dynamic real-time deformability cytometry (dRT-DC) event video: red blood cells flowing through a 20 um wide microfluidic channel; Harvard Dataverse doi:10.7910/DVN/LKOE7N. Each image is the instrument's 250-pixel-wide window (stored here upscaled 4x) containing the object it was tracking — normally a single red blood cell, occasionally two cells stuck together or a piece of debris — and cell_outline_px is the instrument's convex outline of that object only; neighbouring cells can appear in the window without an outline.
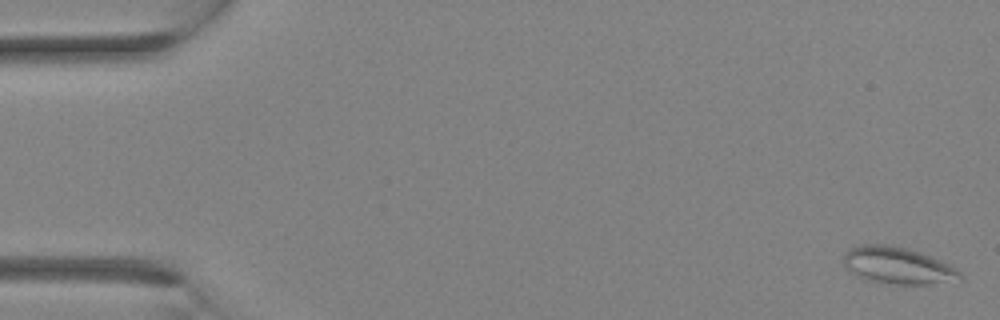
{"species": "Egyptian fruit bat (a non-hibernating species)", "species_latin": "Rousettus aegyptiacus", "temperature_condition": "room temperature", "stored_images_in_passage": 32, "camera_frame_rate_fps": 3000, "um_per_image_px": 0.085, "animal": {"sex": "female"}, "frame": {"image": 1, "passage_image": 1, "time_ms": 0.0, "image_size_px": [1000, 320], "cell_outline_px": [[964, 280], [932, 284], [896, 284], [864, 280], [856, 276], [844, 264], [844, 252], [848, 248], [860, 244], [888, 244], [904, 248], [940, 260], [956, 268], [964, 276]], "centroid_in_image_um": [76.31, 22.58], "position_along_channel_um": 8.7, "area_um2": 25.09}}
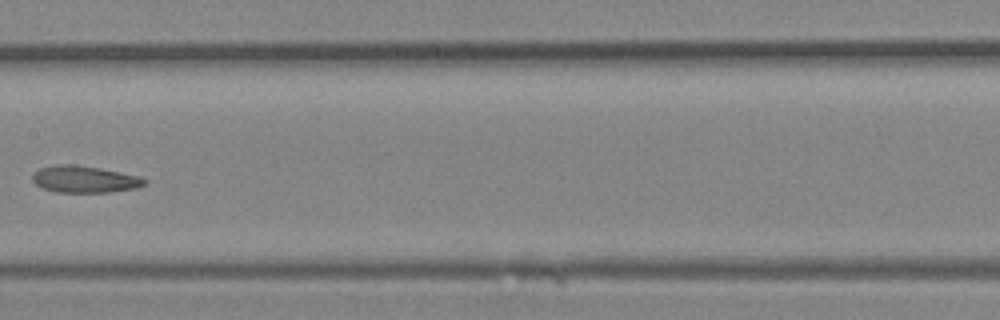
{"frame": {"image": 2, "passage_image": 17, "time_ms": 5.333, "image_size_px": [1000, 320], "cell_outline_px": [[148, 184], [136, 188], [108, 192], [56, 192], [44, 188], [36, 184], [32, 180], [32, 172], [40, 168], [56, 164], [72, 164], [100, 168], [140, 176], [148, 180]], "centroid_in_image_um": [7.2, 15.23], "position_along_channel_um": 200.2, "area_um2": 17.63}}
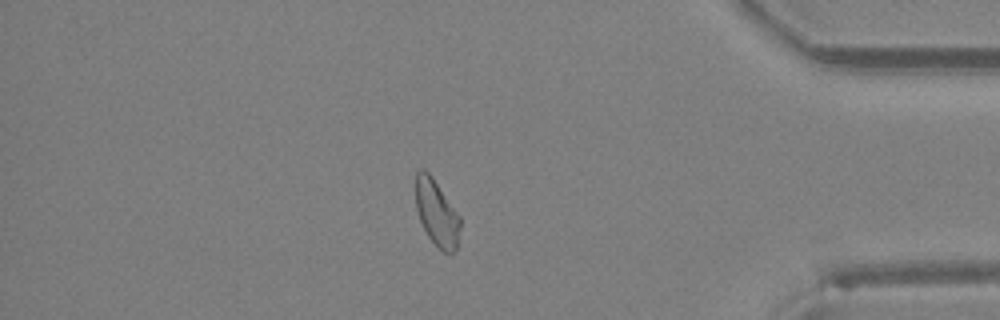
{"frame": {"image": 3, "passage_image": 28, "time_ms": 9.0, "image_size_px": [1000, 320], "cell_outline_px": [[460, 228], [456, 248], [452, 256], [444, 252], [428, 236], [420, 220], [416, 208], [416, 172], [420, 168], [424, 168], [432, 176], [460, 216]], "centroid_in_image_um": [37.12, 18.09], "position_along_channel_um": 398.1, "area_um2": 17.05}}